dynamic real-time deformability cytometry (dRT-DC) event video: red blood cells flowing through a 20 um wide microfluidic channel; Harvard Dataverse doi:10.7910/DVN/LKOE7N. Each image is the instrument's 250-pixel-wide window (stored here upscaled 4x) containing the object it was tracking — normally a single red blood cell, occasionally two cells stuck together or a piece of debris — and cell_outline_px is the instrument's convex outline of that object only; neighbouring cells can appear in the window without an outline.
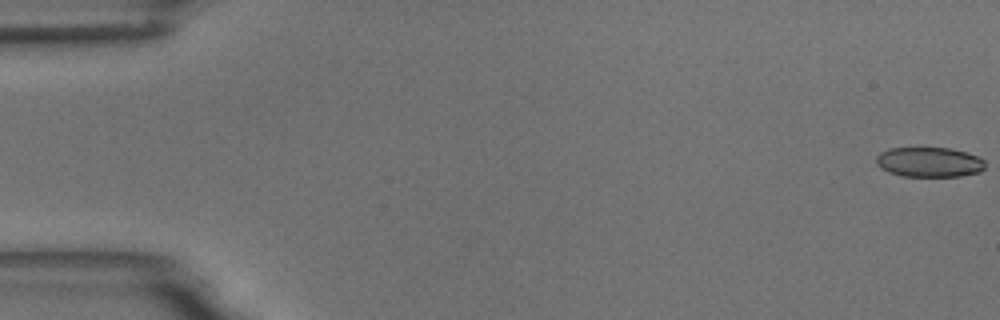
{"species": "common noctule bat (a hibernating species)", "species_latin": "Nyctalus noctula", "temperature_condition": "room temperature", "stored_images_in_passage": 57, "camera_frame_rate_fps": 3000, "um_per_image_px": 0.085, "animal": {"sex": "male", "body_mass_g": 18.8}, "frame": {"image": 1, "passage_image": 1, "time_ms": 0.0, "image_size_px": [1000, 320], "cell_outline_px": [[984, 168], [980, 172], [960, 176], [900, 176], [888, 172], [880, 168], [876, 164], [876, 156], [880, 152], [888, 148], [952, 148], [968, 152], [984, 160]], "centroid_in_image_um": [78.96, 13.77], "position_along_channel_um": 6.0, "area_um2": 19.13}}
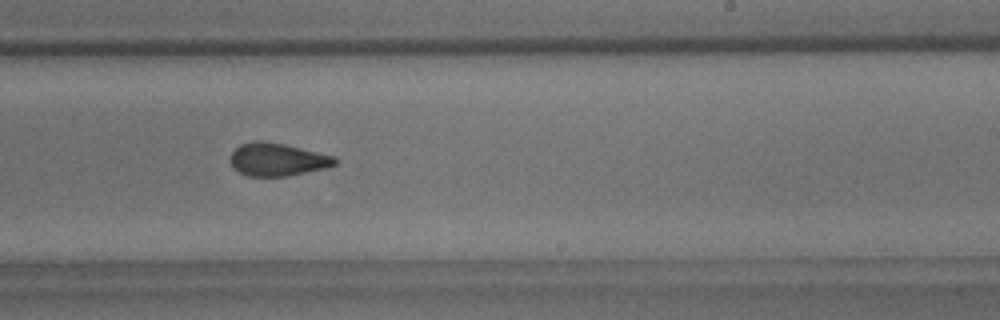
{"frame": {"image": 2, "passage_image": 35, "time_ms": 11.333, "image_size_px": [1000, 320], "cell_outline_px": [[336, 164], [324, 168], [288, 176], [248, 176], [232, 168], [228, 160], [232, 152], [240, 144], [252, 140], [264, 140], [284, 144], [336, 156]], "centroid_in_image_um": [23.53, 13.54], "position_along_channel_um": 265.5, "area_um2": 20.23}}
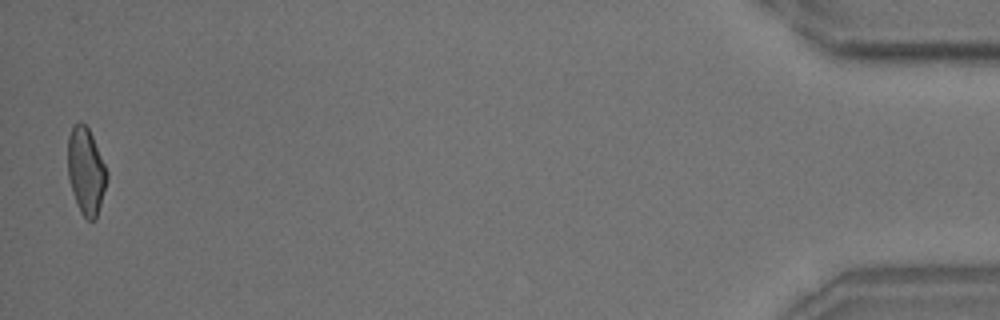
{"frame": {"image": 3, "passage_image": 56, "time_ms": 18.333, "image_size_px": [1000, 320], "cell_outline_px": [[108, 180], [96, 220], [88, 220], [80, 212], [76, 204], [72, 192], [68, 176], [68, 136], [72, 128], [80, 120], [88, 128], [92, 136], [108, 172]], "centroid_in_image_um": [7.31, 14.57], "position_along_channel_um": 427.9, "area_um2": 19.83}, "authors_computed_cell_mechanics": {"area_um2": 20.5768, "velocity_mm_per_s": 3.618, "shape_relaxation_time_tau1_ms": 5.9632, "shape_relaxation_time_tau2_ms": 1.5811, "deformation_change_tau1": 0.1517, "deformation_change_tau2": 0.0777}}